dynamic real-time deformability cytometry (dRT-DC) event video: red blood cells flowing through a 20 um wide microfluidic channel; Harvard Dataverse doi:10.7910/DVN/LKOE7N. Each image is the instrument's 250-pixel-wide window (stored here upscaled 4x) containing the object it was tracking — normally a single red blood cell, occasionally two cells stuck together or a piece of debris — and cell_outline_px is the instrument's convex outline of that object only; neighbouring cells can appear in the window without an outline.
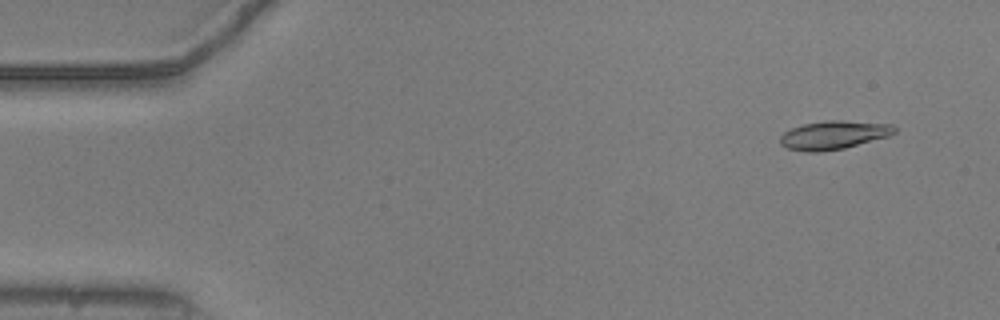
{"species": "common noctule bat (a hibernating species)", "species_latin": "Nyctalus noctula", "temperature_condition": "warm", "stored_images_in_passage": 48, "camera_frame_rate_fps": 3000, "um_per_image_px": 0.085, "animal": {"sex": "male", "body_mass_g": 20.5, "forearm_length_mm": 52.5}, "frame": {"image": 1, "passage_image": 4, "time_ms": 1.0, "image_size_px": [1000, 320], "cell_outline_px": [[896, 132], [888, 136], [844, 148], [820, 152], [804, 152], [788, 148], [780, 144], [780, 136], [784, 132], [792, 128], [804, 124], [828, 120], [840, 120], [892, 124], [896, 128]], "centroid_in_image_um": [70.85, 11.48], "position_along_channel_um": 14.2, "area_um2": 18.9}}
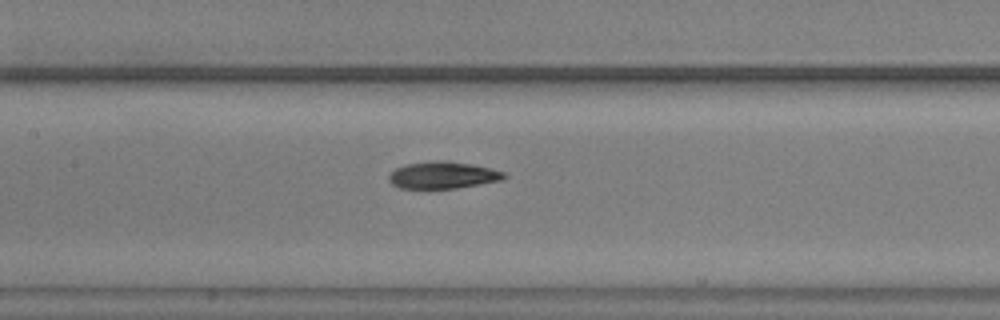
{"frame": {"image": 2, "passage_image": 25, "time_ms": 8.0, "image_size_px": [1000, 320], "cell_outline_px": [[508, 176], [500, 180], [480, 184], [456, 188], [400, 188], [392, 184], [388, 180], [388, 176], [396, 168], [404, 164], [428, 160], [448, 160], [472, 164], [504, 172]], "centroid_in_image_um": [37.61, 14.87], "position_along_channel_um": 169.8, "area_um2": 18.21}}
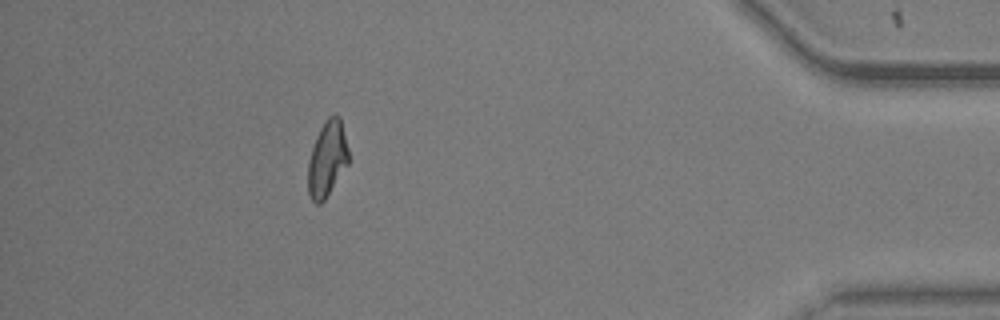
{"frame": {"image": 3, "passage_image": 48, "time_ms": 15.667, "image_size_px": [1000, 320], "cell_outline_px": [[348, 164], [324, 200], [320, 204], [316, 204], [312, 200], [308, 192], [308, 160], [316, 136], [320, 128], [328, 116], [336, 112], [340, 116], [348, 148]], "centroid_in_image_um": [27.81, 13.47], "position_along_channel_um": 407.4, "area_um2": 17.86}, "authors_computed_cell_mechanics": {"area_um2": 18.1781, "velocity_mm_per_s": 3.7816, "shape_relaxation_time_tau1_ms": 3.7187, "shape_relaxation_time_tau2_ms": 4.008, "deformation_change_tau1": 0.1582, "deformation_change_tau2": 0.1103}}